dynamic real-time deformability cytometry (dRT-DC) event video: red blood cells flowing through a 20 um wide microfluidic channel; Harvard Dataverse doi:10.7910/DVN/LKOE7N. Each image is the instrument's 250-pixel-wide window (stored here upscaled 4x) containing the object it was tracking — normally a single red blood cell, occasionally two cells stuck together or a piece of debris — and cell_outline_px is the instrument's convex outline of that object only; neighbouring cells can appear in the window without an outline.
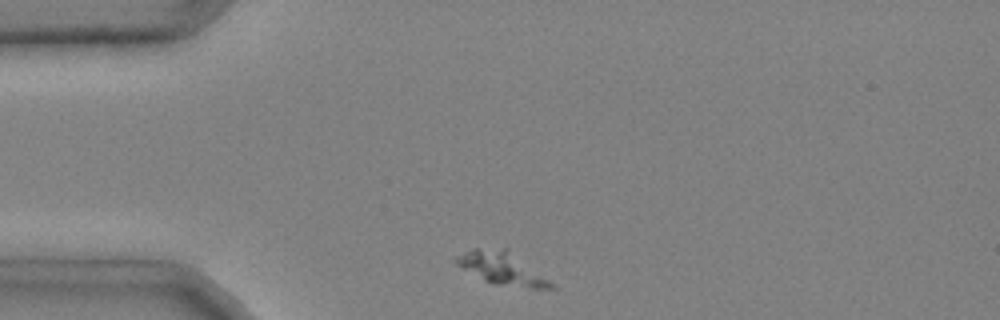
{"species": "common noctule bat (a hibernating species)", "species_latin": "Nyctalus noctula", "temperature_condition": "cold", "stored_images_in_passage": 39, "camera_frame_rate_fps": 3000, "um_per_image_px": 0.085, "animal": {"sex": "male", "body_mass_g": 20.4}, "frame": {"image": 1, "passage_image": 1, "time_ms": 0.0, "image_size_px": [1000, 320], "cell_outline_px": [[556, 288], [532, 288], [496, 284], [484, 280], [456, 264], [452, 260], [472, 248], [508, 248], [548, 280]], "centroid_in_image_um": [42.64, 22.78], "position_along_channel_um": 42.4, "area_um2": 17.46}}
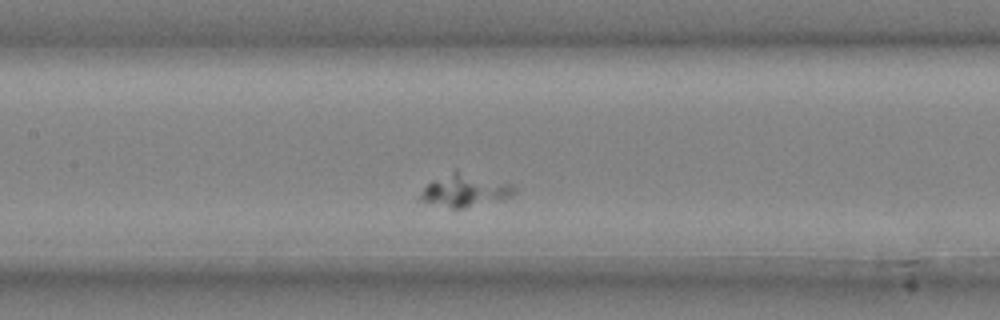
{"frame": {"image": 2, "passage_image": 13, "time_ms": 4.0, "image_size_px": [1000, 320], "cell_outline_px": [[516, 192], [512, 196], [500, 200], [464, 208], [452, 208], [420, 200], [420, 196], [424, 188], [432, 180], [456, 168], [512, 184], [516, 188]], "centroid_in_image_um": [39.56, 16.14], "position_along_channel_um": 167.8, "area_um2": 18.09}}
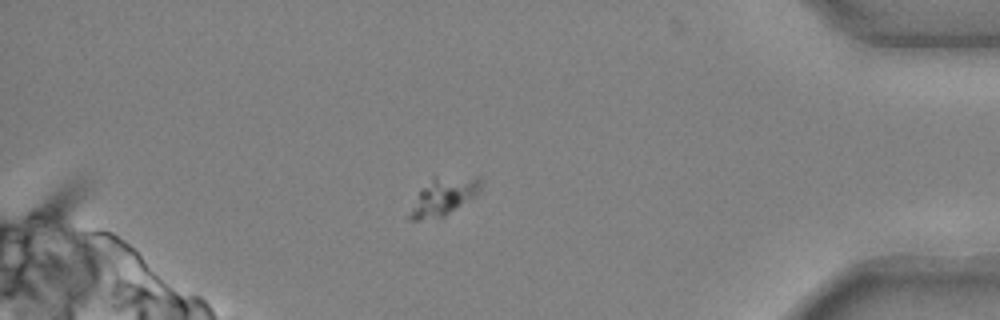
{"frame": {"image": 3, "passage_image": 34, "time_ms": 11.0, "image_size_px": [1000, 320], "cell_outline_px": [[484, 184], [472, 196], [444, 216], [416, 220], [408, 220], [408, 216], [420, 188], [432, 176], [480, 176]], "centroid_in_image_um": [37.68, 16.63], "position_along_channel_um": 397.5, "area_um2": 15.43}}